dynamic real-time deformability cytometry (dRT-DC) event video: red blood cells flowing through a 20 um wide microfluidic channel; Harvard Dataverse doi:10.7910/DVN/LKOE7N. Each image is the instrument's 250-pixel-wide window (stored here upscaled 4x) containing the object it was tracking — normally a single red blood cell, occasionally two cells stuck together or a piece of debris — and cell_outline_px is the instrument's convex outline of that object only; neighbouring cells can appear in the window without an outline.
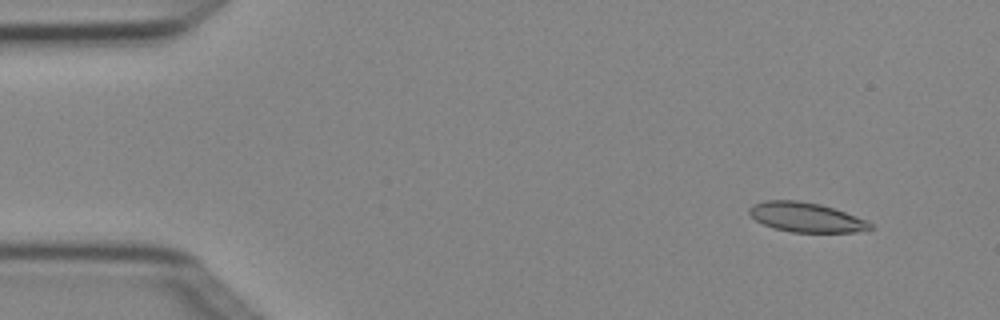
{"species": "Egyptian fruit bat (a non-hibernating species)", "species_latin": "Rousettus aegyptiacus", "temperature_condition": "cold", "stored_images_in_passage": 6, "camera_frame_rate_fps": 3000, "um_per_image_px": 0.085, "animal": {"sex": "female"}, "frame": {"image": 1, "passage_image": 2, "time_ms": 0.333, "image_size_px": [1000, 320], "cell_outline_px": [[872, 228], [856, 232], [792, 232], [772, 228], [756, 220], [748, 212], [748, 208], [752, 204], [764, 200], [796, 200], [820, 204], [868, 220], [872, 224]], "centroid_in_image_um": [68.49, 18.46], "position_along_channel_um": 16.5, "area_um2": 20.81}}
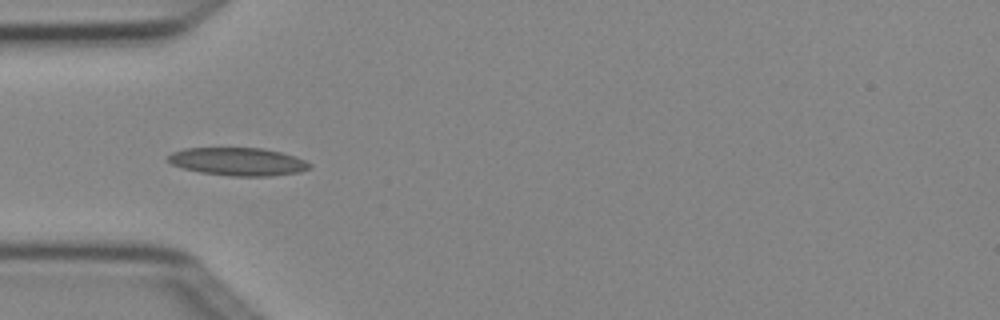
{"frame": {"image": 2, "passage_image": 5, "time_ms": 1.333, "image_size_px": [1000, 320], "cell_outline_px": [[312, 168], [300, 172], [272, 176], [232, 176], [200, 172], [184, 168], [172, 164], [168, 160], [168, 156], [172, 152], [184, 148], [264, 148], [296, 156], [312, 164]], "centroid_in_image_um": [20.28, 13.74], "position_along_channel_um": 64.7, "area_um2": 23.12}}
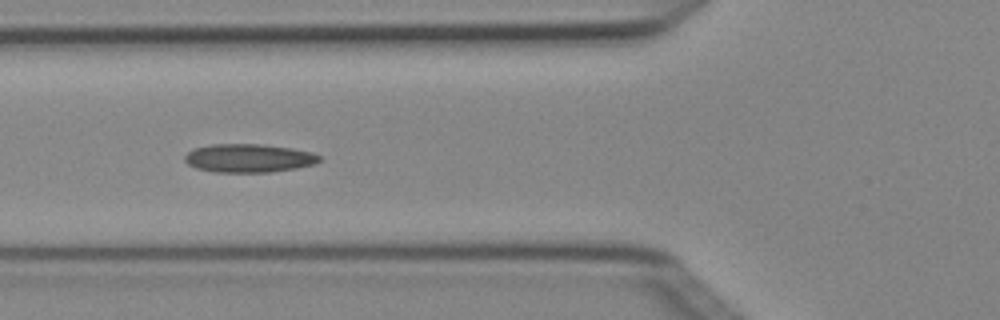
{"frame": {"image": 3, "passage_image": 6, "time_ms": 1.667, "image_size_px": [1000, 320], "cell_outline_px": [[320, 160], [316, 164], [296, 168], [272, 172], [216, 172], [196, 168], [188, 164], [184, 160], [184, 156], [192, 148], [212, 144], [260, 144], [292, 148], [312, 152], [320, 156]], "centroid_in_image_um": [21.14, 13.44], "position_along_channel_um": 104.7, "area_um2": 22.43}}